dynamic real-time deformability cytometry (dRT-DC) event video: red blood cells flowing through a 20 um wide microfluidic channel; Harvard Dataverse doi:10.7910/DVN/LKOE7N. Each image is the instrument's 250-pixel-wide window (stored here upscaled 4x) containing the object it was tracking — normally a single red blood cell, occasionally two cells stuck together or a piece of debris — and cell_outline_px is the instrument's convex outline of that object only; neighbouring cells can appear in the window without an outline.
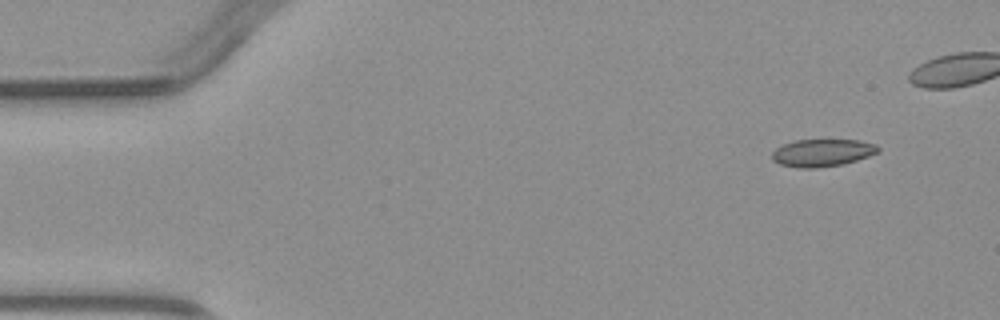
{"species": "common noctule bat (a hibernating species)", "species_latin": "Nyctalus noctula", "temperature_condition": "warm", "stored_images_in_passage": 4, "camera_frame_rate_fps": 3000, "um_per_image_px": 0.085, "animal": {"sex": "male", "body_mass_g": 23.1, "forearm_length_mm": 52.7}, "frame": {"image": 1, "passage_image": 1, "time_ms": 0.0, "image_size_px": [1000, 320], "cell_outline_px": [[880, 152], [856, 160], [840, 164], [816, 168], [800, 168], [780, 164], [772, 160], [772, 152], [776, 148], [784, 144], [796, 140], [856, 140], [876, 144], [880, 148]], "centroid_in_image_um": [69.89, 12.98], "position_along_channel_um": 15.1, "area_um2": 16.82}}